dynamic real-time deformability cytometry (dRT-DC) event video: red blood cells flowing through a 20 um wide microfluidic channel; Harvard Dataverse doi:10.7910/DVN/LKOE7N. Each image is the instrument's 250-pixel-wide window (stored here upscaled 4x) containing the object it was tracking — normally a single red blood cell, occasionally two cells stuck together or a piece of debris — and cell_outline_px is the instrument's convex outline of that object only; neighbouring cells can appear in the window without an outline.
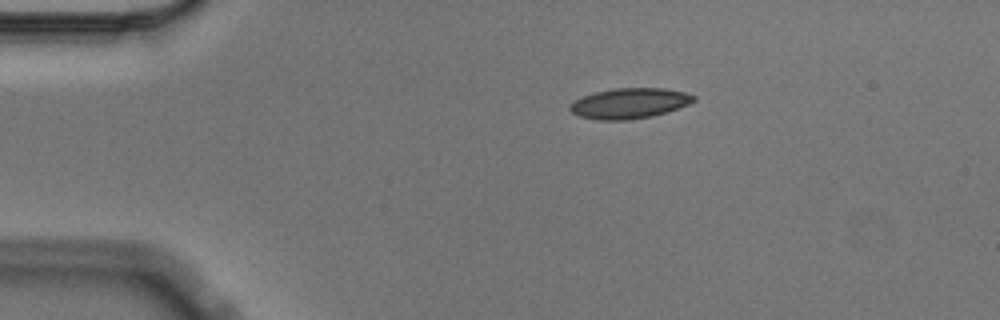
{"species": "Egyptian fruit bat (a non-hibernating species)", "species_latin": "Rousettus aegyptiacus", "temperature_condition": "cold", "stored_images_in_passage": 3, "camera_frame_rate_fps": 3000, "um_per_image_px": 0.085, "animal": {"sex": "male"}, "frame": {"image": 1, "passage_image": 1, "time_ms": 0.0, "image_size_px": [1000, 320], "cell_outline_px": [[696, 100], [688, 104], [652, 116], [628, 120], [600, 120], [580, 116], [572, 112], [568, 108], [576, 100], [584, 96], [596, 92], [612, 88], [664, 88], [684, 92], [696, 96]], "centroid_in_image_um": [53.51, 8.77], "position_along_channel_um": 31.5, "area_um2": 21.62}}
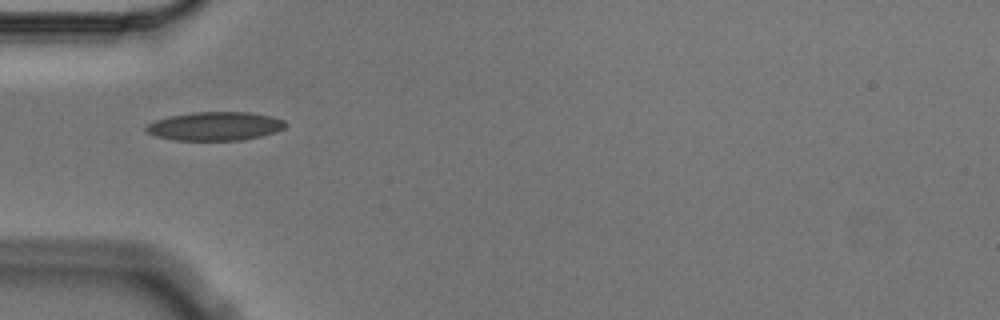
{"frame": {"image": 2, "passage_image": 3, "time_ms": 0.667, "image_size_px": [1000, 320], "cell_outline_px": [[288, 124], [284, 128], [276, 132], [260, 136], [240, 140], [172, 140], [156, 136], [148, 132], [144, 128], [148, 124], [156, 120], [172, 116], [192, 112], [248, 112], [272, 116], [284, 120]], "centroid_in_image_um": [18.31, 10.72], "position_along_channel_um": 66.7, "area_um2": 23.18}}